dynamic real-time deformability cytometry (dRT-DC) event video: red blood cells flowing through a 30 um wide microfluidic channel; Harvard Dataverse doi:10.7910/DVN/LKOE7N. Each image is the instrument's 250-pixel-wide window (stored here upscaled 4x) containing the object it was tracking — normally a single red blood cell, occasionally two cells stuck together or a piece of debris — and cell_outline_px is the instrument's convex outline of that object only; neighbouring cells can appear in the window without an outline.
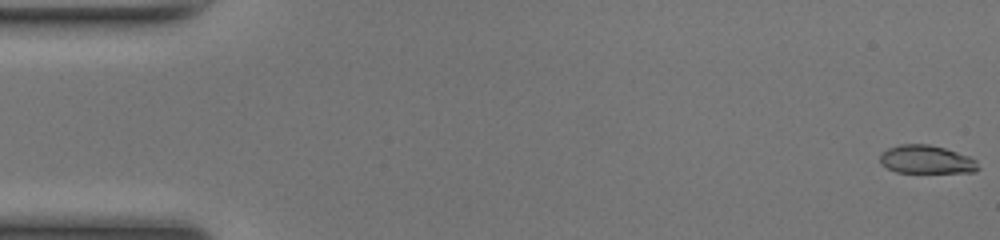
{"species": "common noctule bat (a hibernating species)", "species_latin": "Nyctalus noctula", "temperature_condition": "room temperature", "stored_images_in_passage": 15, "camera_frame_rate_fps": 3000, "um_per_image_px": 0.085, "animal": {"sex": "female", "body_mass_g": 17.0, "forearm_length_mm": 48.0}, "frame": {"image": 1, "passage_image": 1, "time_ms": 0.0, "image_size_px": [1000, 240], "cell_outline_px": [[980, 168], [976, 172], [896, 172], [880, 164], [880, 152], [888, 148], [900, 144], [928, 144], [944, 148], [968, 156], [976, 160]], "centroid_in_image_um": [78.72, 13.56], "position_along_channel_um": 6.3, "area_um2": 16.18}}
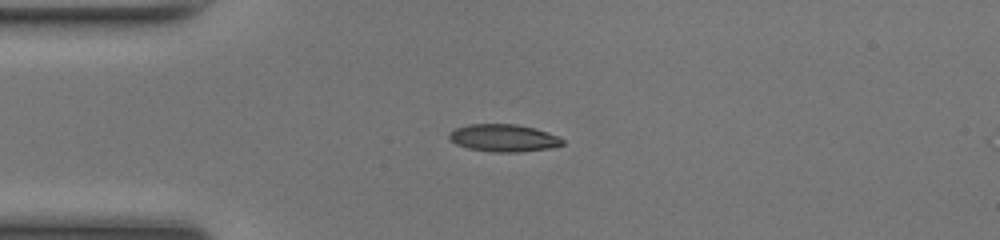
{"frame": {"image": 2, "passage_image": 13, "time_ms": 4.0, "image_size_px": [1000, 240], "cell_outline_px": [[564, 144], [552, 148], [520, 152], [492, 152], [468, 148], [456, 144], [448, 136], [448, 132], [456, 128], [468, 124], [516, 124], [532, 128], [560, 136], [564, 140]], "centroid_in_image_um": [42.82, 11.73], "position_along_channel_um": 42.2, "area_um2": 18.15}}